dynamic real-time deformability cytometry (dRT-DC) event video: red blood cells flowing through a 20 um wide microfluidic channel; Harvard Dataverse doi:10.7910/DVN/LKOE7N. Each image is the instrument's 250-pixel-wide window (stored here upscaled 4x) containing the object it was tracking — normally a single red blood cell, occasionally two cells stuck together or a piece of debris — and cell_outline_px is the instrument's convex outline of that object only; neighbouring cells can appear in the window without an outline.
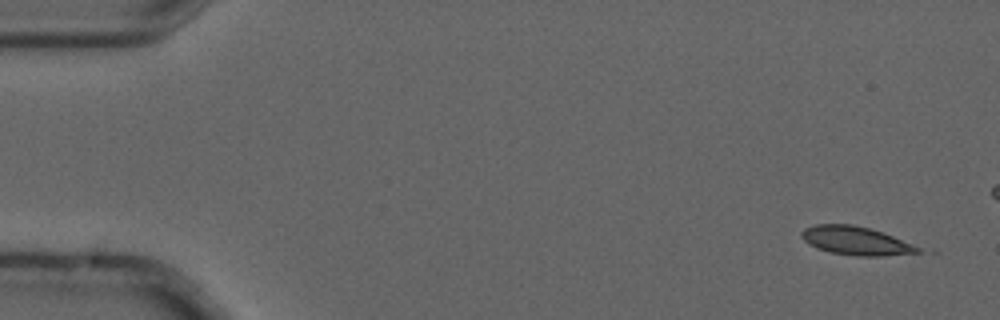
{"species": "common noctule bat (a hibernating species)", "species_latin": "Nyctalus noctula", "temperature_condition": "cold", "stored_images_in_passage": 5, "camera_frame_rate_fps": 3000, "um_per_image_px": 0.085, "animal": {"sex": "male", "forearm_length_mm": 52.5}, "frame": {"image": 1, "passage_image": 1, "time_ms": 0.0, "image_size_px": [1000, 320], "cell_outline_px": [[924, 252], [884, 256], [856, 256], [832, 252], [816, 248], [808, 244], [800, 236], [800, 232], [804, 228], [816, 224], [852, 224], [868, 228], [892, 236], [920, 248]], "centroid_in_image_um": [72.7, 20.47], "position_along_channel_um": 12.3, "area_um2": 19.19}}